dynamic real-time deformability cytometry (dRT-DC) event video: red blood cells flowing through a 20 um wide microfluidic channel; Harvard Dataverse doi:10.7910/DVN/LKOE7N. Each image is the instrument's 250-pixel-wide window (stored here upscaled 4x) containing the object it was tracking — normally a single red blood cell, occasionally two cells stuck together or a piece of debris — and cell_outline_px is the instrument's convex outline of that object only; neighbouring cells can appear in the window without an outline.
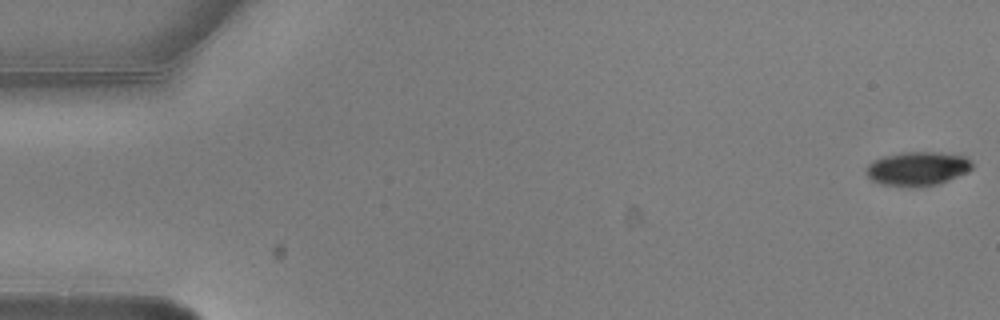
{"species": "common noctule bat (a hibernating species)", "species_latin": "Nyctalus noctula", "temperature_condition": "warm", "stored_images_in_passage": 7, "camera_frame_rate_fps": 3000, "um_per_image_px": 0.085, "animal": {"sex": "male", "body_mass_g": 20.5, "forearm_length_mm": 52.5}, "frame": {"image": 1, "passage_image": 1, "time_ms": 0.0, "image_size_px": [1000, 320], "cell_outline_px": [[972, 168], [940, 184], [912, 188], [908, 188], [880, 184], [872, 180], [864, 172], [864, 168], [872, 160], [884, 156], [900, 152], [940, 152], [964, 156], [972, 164]], "centroid_in_image_um": [77.9, 14.35], "position_along_channel_um": 7.1, "area_um2": 21.21}}
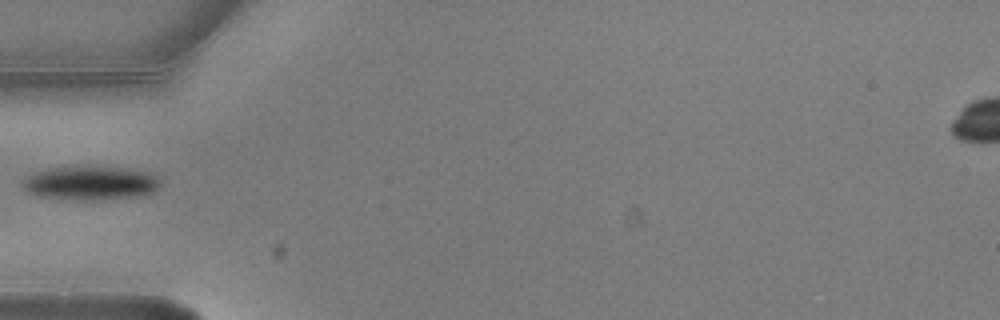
{"frame": {"image": 2, "passage_image": 6, "time_ms": 1.667, "image_size_px": [1000, 320], "cell_outline_px": [[164, 180], [160, 188], [156, 192], [136, 196], [100, 200], [72, 200], [36, 196], [28, 192], [24, 188], [24, 180], [32, 172], [48, 168], [88, 164], [92, 164], [124, 168], [148, 172], [160, 176]], "centroid_in_image_um": [7.76, 15.53], "position_along_channel_um": 77.2, "area_um2": 28.38}}
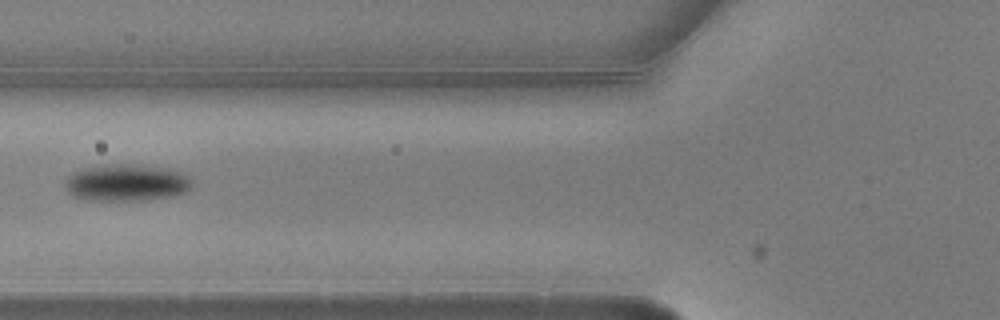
{"frame": {"image": 3, "passage_image": 7, "time_ms": 2.0, "image_size_px": [1000, 320], "cell_outline_px": [[192, 184], [184, 192], [168, 196], [144, 200], [92, 200], [72, 196], [68, 192], [64, 184], [64, 180], [72, 172], [80, 168], [108, 164], [140, 164], [168, 168], [180, 172], [188, 176]], "centroid_in_image_um": [10.68, 15.5], "position_along_channel_um": 115.1, "area_um2": 27.34}}